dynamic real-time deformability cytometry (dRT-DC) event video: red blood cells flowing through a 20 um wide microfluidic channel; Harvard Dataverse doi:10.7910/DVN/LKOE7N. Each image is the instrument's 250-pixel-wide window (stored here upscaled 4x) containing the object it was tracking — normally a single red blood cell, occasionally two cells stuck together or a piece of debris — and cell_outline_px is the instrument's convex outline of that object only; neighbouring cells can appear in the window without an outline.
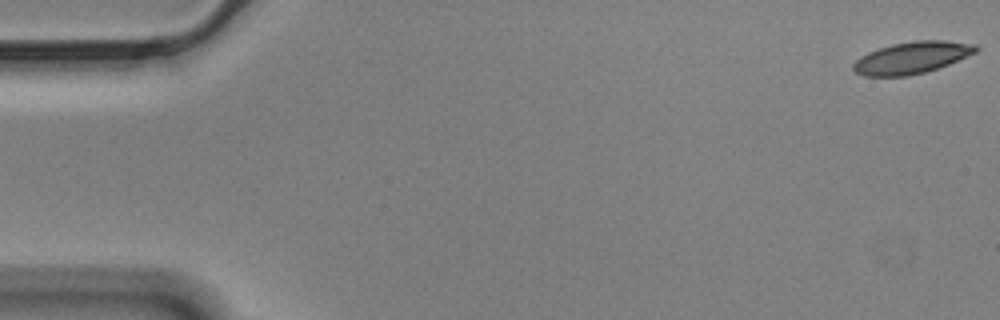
{"species": "Egyptian fruit bat (a non-hibernating species)", "species_latin": "Rousettus aegyptiacus", "temperature_condition": "cold", "stored_images_in_passage": 54, "camera_frame_rate_fps": 3000, "um_per_image_px": 0.085, "animal": {"sex": "male"}, "frame": {"image": 1, "passage_image": 1, "time_ms": 0.0, "image_size_px": [1000, 320], "cell_outline_px": [[980, 48], [976, 52], [948, 64], [924, 72], [908, 76], [864, 76], [856, 72], [852, 68], [852, 64], [860, 56], [868, 52], [892, 44], [912, 40], [944, 40], [976, 44]], "centroid_in_image_um": [77.5, 4.89], "position_along_channel_um": 7.5, "area_um2": 22.72}}
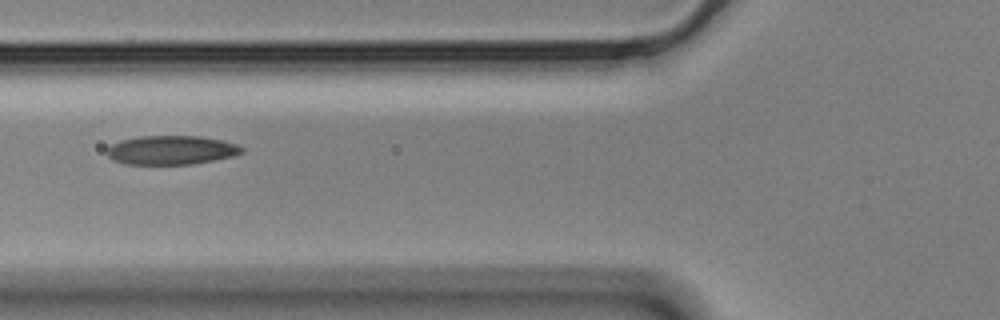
{"frame": {"image": 2, "passage_image": 22, "time_ms": 7.0, "image_size_px": [1000, 320], "cell_outline_px": [[244, 152], [232, 156], [212, 160], [188, 164], [124, 164], [112, 160], [104, 152], [112, 144], [120, 140], [140, 136], [200, 136], [220, 140], [236, 144], [244, 148]], "centroid_in_image_um": [14.51, 12.75], "position_along_channel_um": 111.3, "area_um2": 22.72}}
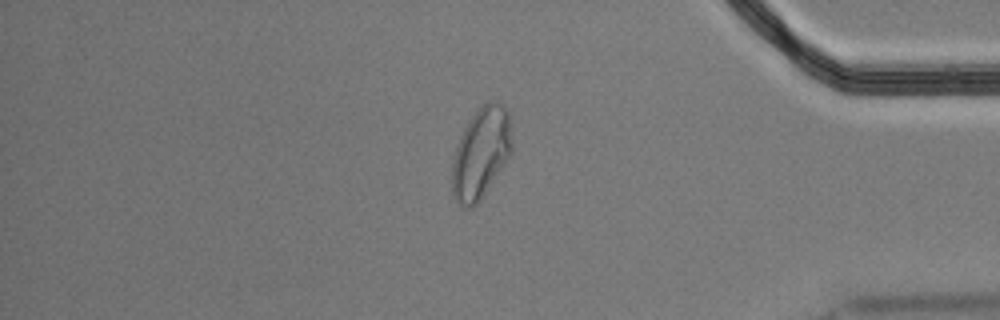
{"frame": {"image": 3, "passage_image": 49, "time_ms": 16.0, "image_size_px": [1000, 320], "cell_outline_px": [[512, 152], [480, 200], [472, 208], [464, 208], [456, 200], [452, 192], [452, 160], [456, 144], [468, 120], [476, 108], [488, 100], [496, 100], [504, 104], [508, 112], [512, 140]], "centroid_in_image_um": [40.87, 12.95], "position_along_channel_um": 394.3, "area_um2": 32.08}, "authors_computed_cell_mechanics": {"area_um2": 23.4379, "velocity_mm_per_s": 3.4626, "shape_relaxation_time_tau1_ms": 7.7546, "shape_relaxation_time_tau2_ms": 1.9061, "deformation_change_tau1": 0.1697, "deformation_change_tau2": 0.0787}}